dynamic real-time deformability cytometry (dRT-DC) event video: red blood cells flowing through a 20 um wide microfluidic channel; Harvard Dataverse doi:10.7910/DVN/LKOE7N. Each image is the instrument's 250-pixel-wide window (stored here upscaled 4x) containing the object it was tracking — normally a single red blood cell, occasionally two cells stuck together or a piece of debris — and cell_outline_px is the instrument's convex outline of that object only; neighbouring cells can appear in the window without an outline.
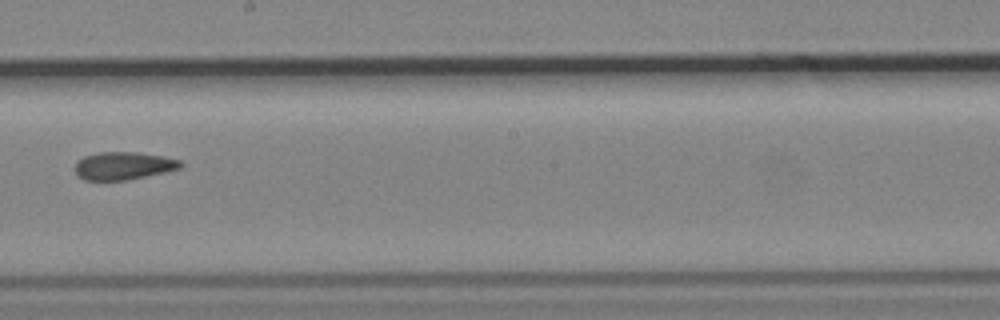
{"species": "common noctule bat (a hibernating species)", "species_latin": "Nyctalus noctula", "temperature_condition": "cold", "stored_images_in_passage": 14, "camera_frame_rate_fps": 3000, "um_per_image_px": 0.085, "animal": {"sex": "male", "body_mass_g": 19.2, "forearm_length_mm": 51.8}, "frame": {"image": 1, "passage_image": 7, "time_ms": 8.0, "image_size_px": [1000, 320], "cell_outline_px": [[184, 164], [180, 168], [164, 172], [124, 180], [84, 180], [76, 172], [76, 160], [84, 156], [100, 152], [136, 152], [160, 156], [180, 160]], "centroid_in_image_um": [10.48, 14.08], "position_along_channel_um": 237.7, "area_um2": 16.82}}
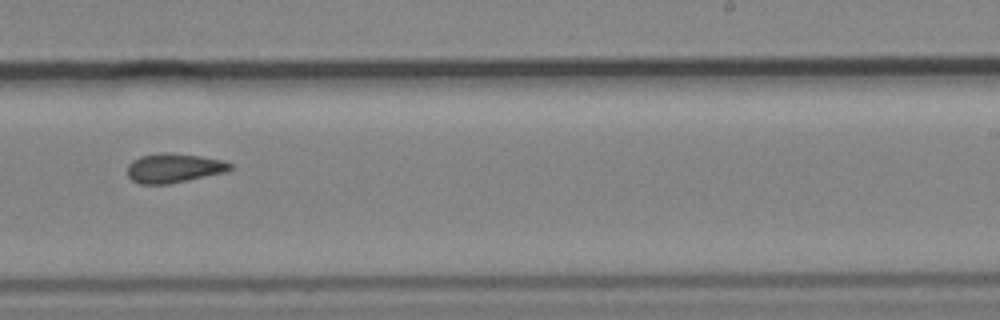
{"frame": {"image": 2, "passage_image": 8, "time_ms": 9.0, "image_size_px": [1000, 320], "cell_outline_px": [[232, 168], [228, 172], [168, 184], [140, 184], [132, 180], [128, 176], [128, 164], [132, 160], [140, 156], [160, 152], [168, 152], [200, 156], [224, 160], [232, 164]], "centroid_in_image_um": [14.79, 14.28], "position_along_channel_um": 274.2, "area_um2": 17.74}}
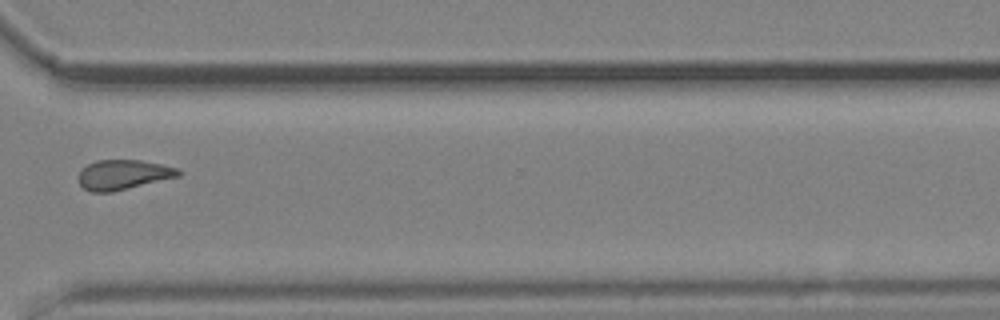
{"frame": {"image": 3, "passage_image": 10, "time_ms": 11.333, "image_size_px": [1000, 320], "cell_outline_px": [[184, 172], [180, 176], [112, 192], [92, 192], [84, 188], [80, 184], [80, 172], [88, 164], [96, 160], [140, 160], [180, 168]], "centroid_in_image_um": [10.54, 14.84], "position_along_channel_um": 360.1, "area_um2": 17.28}}